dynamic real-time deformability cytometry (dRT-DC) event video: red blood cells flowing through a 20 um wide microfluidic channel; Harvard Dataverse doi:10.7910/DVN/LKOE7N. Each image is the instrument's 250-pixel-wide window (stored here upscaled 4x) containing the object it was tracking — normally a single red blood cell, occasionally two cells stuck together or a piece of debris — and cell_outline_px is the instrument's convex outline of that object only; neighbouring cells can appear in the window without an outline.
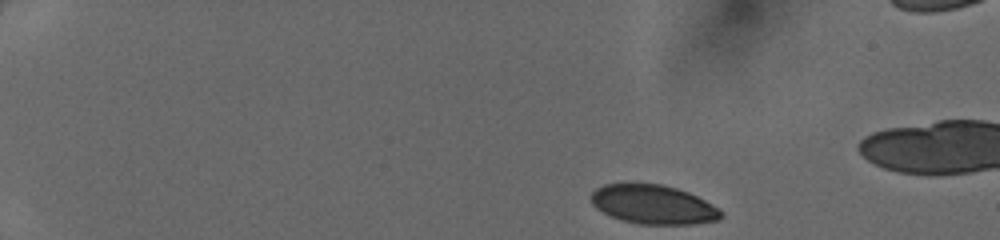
{"species": "human", "species_latin": "Homo sapiens", "temperature_condition": "cold", "stored_images_in_passage": 41, "camera_frame_rate_fps": 3000, "um_per_image_px": 0.085, "donor": {"sex": "female"}, "frame": {"image": 1, "passage_image": 1, "time_ms": 0.0, "image_size_px": [1000, 240], "cell_outline_px": [[724, 216], [720, 220], [692, 224], [640, 224], [624, 220], [612, 216], [596, 208], [592, 204], [588, 196], [596, 188], [604, 184], [660, 184], [676, 188], [688, 192], [704, 200], [716, 208]], "centroid_in_image_um": [55.49, 17.38], "position_along_channel_um": 29.5, "area_um2": 29.3}}
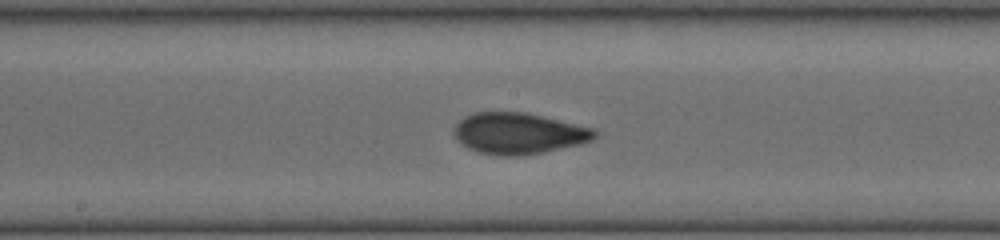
{"frame": {"image": 2, "passage_image": 21, "time_ms": 6.667, "image_size_px": [1000, 240], "cell_outline_px": [[600, 132], [592, 140], [580, 144], [544, 152], [520, 156], [500, 156], [480, 152], [468, 148], [456, 140], [456, 124], [464, 116], [476, 112], [528, 112], [596, 128]], "centroid_in_image_um": [44.15, 11.33], "position_along_channel_um": 204.0, "area_um2": 34.04}}
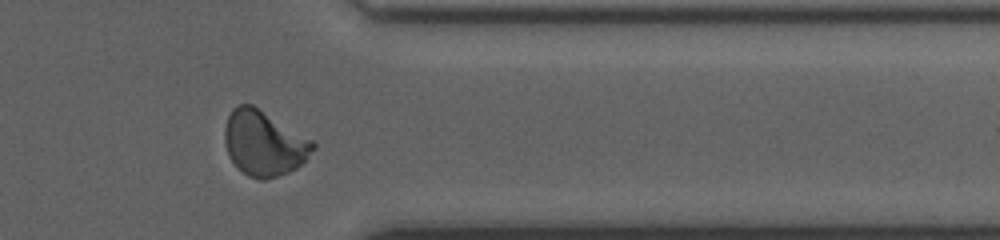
{"frame": {"image": 3, "passage_image": 34, "time_ms": 11.0, "image_size_px": [1000, 240], "cell_outline_px": [[316, 148], [296, 168], [288, 172], [264, 180], [260, 180], [248, 176], [228, 156], [224, 140], [224, 128], [228, 116], [232, 108], [240, 104], [252, 104], [312, 140], [316, 144]], "centroid_in_image_um": [22.41, 12.16], "position_along_channel_um": 389.0, "area_um2": 33.18}}